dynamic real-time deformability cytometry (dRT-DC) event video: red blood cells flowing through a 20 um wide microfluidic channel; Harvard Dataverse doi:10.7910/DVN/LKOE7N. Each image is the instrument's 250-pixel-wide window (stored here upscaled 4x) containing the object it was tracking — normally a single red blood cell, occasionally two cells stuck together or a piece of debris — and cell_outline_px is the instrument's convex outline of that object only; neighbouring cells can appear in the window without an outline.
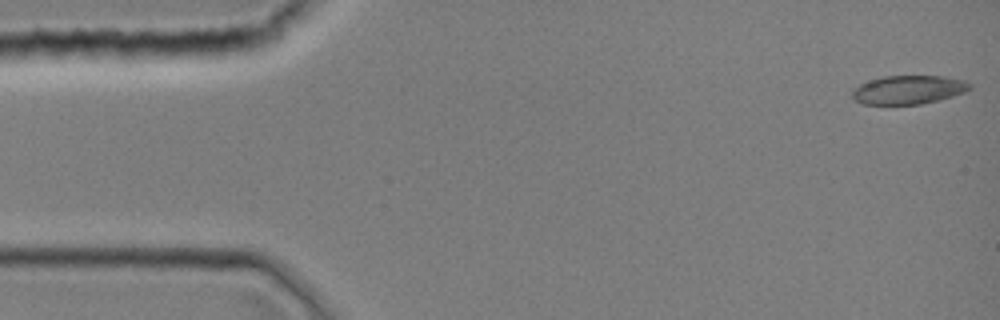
{"species": "common noctule bat (a hibernating species)", "species_latin": "Nyctalus noctula", "temperature_condition": "room temperature", "stored_images_in_passage": 43, "camera_frame_rate_fps": 3000, "um_per_image_px": 0.085, "animal": {"sex": "female", "body_mass_g": 19.0, "forearm_length_mm": 51.5}, "frame": {"image": 1, "passage_image": 1, "time_ms": 0.0, "image_size_px": [1000, 320], "cell_outline_px": [[972, 88], [964, 92], [952, 96], [920, 104], [864, 104], [856, 100], [852, 96], [852, 92], [860, 84], [884, 76], [944, 76], [964, 80], [972, 84]], "centroid_in_image_um": [77.26, 7.62], "position_along_channel_um": 7.7, "area_um2": 19.36}}
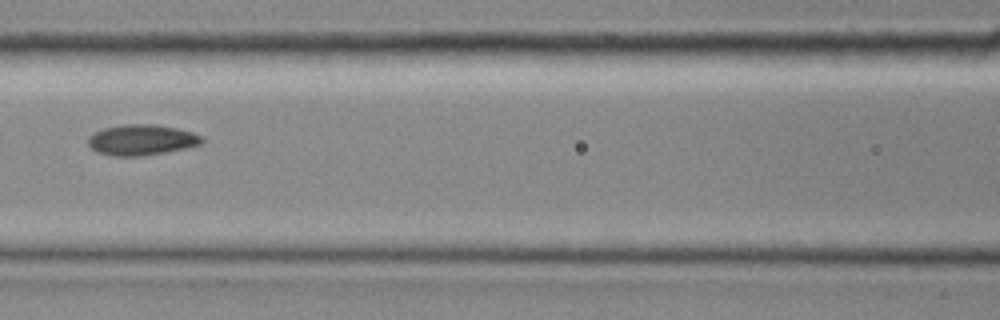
{"frame": {"image": 2, "passage_image": 19, "time_ms": 6.0, "image_size_px": [1000, 320], "cell_outline_px": [[204, 144], [188, 148], [140, 156], [112, 156], [96, 152], [88, 144], [88, 136], [104, 128], [124, 124], [156, 124], [176, 128], [192, 132], [200, 136], [204, 140]], "centroid_in_image_um": [12.05, 11.89], "position_along_channel_um": 154.6, "area_um2": 20.4}}
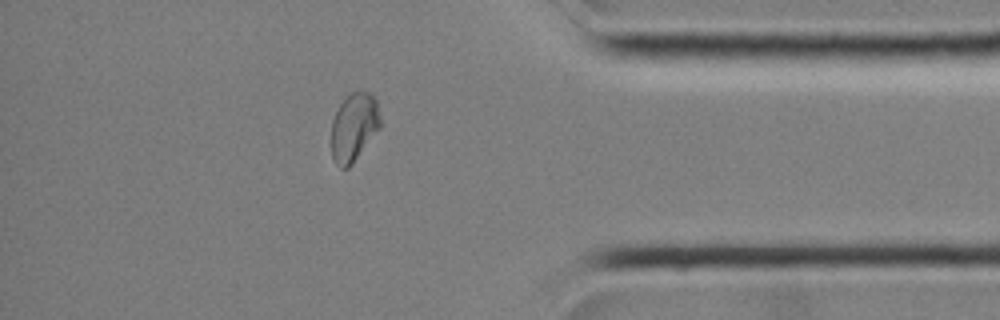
{"frame": {"image": 3, "passage_image": 37, "time_ms": 12.0, "image_size_px": [1000, 320], "cell_outline_px": [[380, 128], [352, 164], [348, 168], [340, 168], [336, 164], [332, 156], [332, 120], [340, 104], [352, 92], [368, 92], [376, 100], [380, 116]], "centroid_in_image_um": [30.09, 10.83], "position_along_channel_um": 405.1, "area_um2": 19.19}}